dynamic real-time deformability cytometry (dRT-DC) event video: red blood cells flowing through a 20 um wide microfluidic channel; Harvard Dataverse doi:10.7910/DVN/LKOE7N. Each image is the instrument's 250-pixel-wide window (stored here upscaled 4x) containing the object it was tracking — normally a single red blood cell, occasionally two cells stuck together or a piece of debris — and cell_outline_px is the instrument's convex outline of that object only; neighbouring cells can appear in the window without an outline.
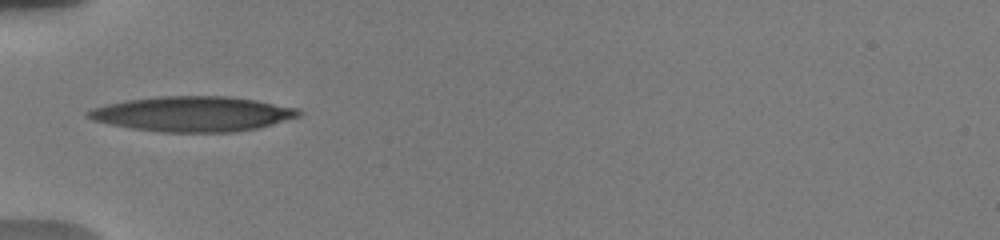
{"species": "human", "species_latin": "Homo sapiens", "temperature_condition": "warm", "stored_images_in_passage": 38, "camera_frame_rate_fps": 3000, "um_per_image_px": 0.085, "donor": {"sex": "male"}, "frame": {"image": 1, "passage_image": 1, "time_ms": 0.0, "image_size_px": [1000, 240], "cell_outline_px": [[304, 112], [300, 116], [272, 124], [256, 128], [232, 132], [160, 132], [132, 128], [92, 120], [84, 116], [84, 112], [92, 108], [108, 104], [128, 100], [160, 96], [232, 96], [256, 100], [300, 108]], "centroid_in_image_um": [16.4, 9.68], "position_along_channel_um": 68.6, "area_um2": 43.12}}
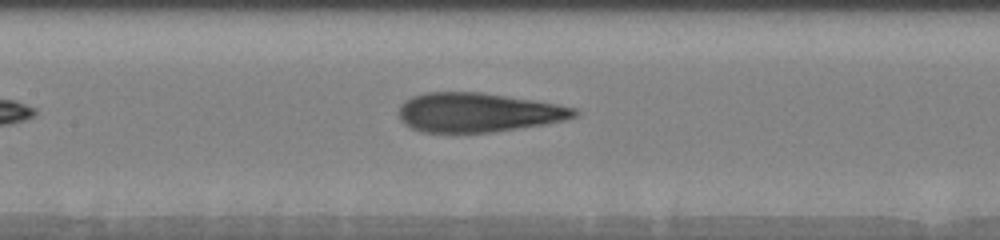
{"frame": {"image": 2, "passage_image": 13, "time_ms": 2.667, "image_size_px": [1000, 240], "cell_outline_px": [[576, 116], [564, 120], [544, 124], [492, 132], [420, 132], [404, 124], [400, 120], [396, 112], [400, 104], [404, 100], [412, 96], [424, 92], [480, 92], [532, 100], [556, 104], [576, 108]], "centroid_in_image_um": [40.54, 9.55], "position_along_channel_um": 166.9, "area_um2": 40.11}}
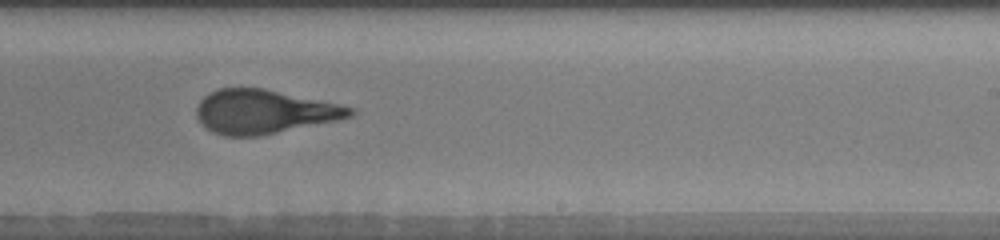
{"frame": {"image": 3, "passage_image": 26, "time_ms": 5.333, "image_size_px": [1000, 240], "cell_outline_px": [[356, 112], [352, 116], [336, 120], [260, 136], [224, 136], [212, 132], [196, 116], [196, 108], [200, 100], [208, 92], [220, 88], [264, 88], [340, 104], [356, 108]], "centroid_in_image_um": [22.44, 9.49], "position_along_channel_um": 266.6, "area_um2": 39.25}}